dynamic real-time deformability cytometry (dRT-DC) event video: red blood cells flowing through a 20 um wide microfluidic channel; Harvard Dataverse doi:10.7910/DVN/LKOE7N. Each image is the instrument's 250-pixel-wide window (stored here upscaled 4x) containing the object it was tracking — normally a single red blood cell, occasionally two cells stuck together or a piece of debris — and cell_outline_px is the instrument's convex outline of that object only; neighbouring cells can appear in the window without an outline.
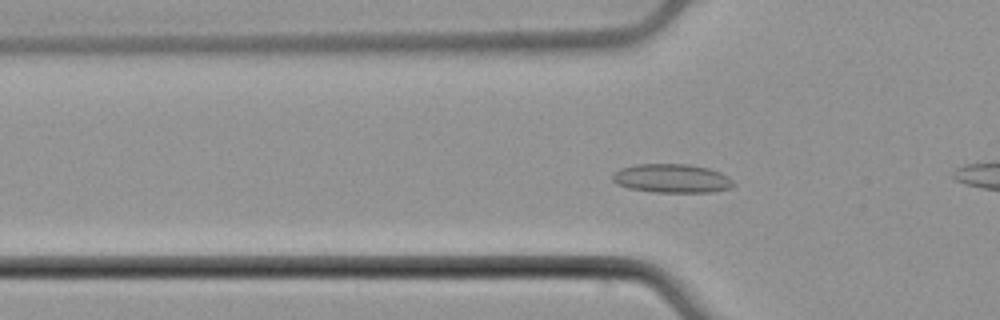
{"species": "common noctule bat (a hibernating species)", "species_latin": "Nyctalus noctula", "temperature_condition": "cold", "stored_images_in_passage": 39, "camera_frame_rate_fps": 3000, "um_per_image_px": 0.085, "animal": {"sex": "male", "body_mass_g": 21.5, "forearm_length_mm": 52.0}, "frame": {"image": 1, "passage_image": 2, "time_ms": 0.333, "image_size_px": [1000, 320], "cell_outline_px": [[736, 184], [732, 188], [712, 192], [652, 192], [628, 188], [616, 184], [612, 180], [612, 176], [620, 168], [636, 164], [688, 164], [708, 168], [720, 172], [728, 176]], "centroid_in_image_um": [57.12, 15.17], "position_along_channel_um": 68.7, "area_um2": 20.46}}
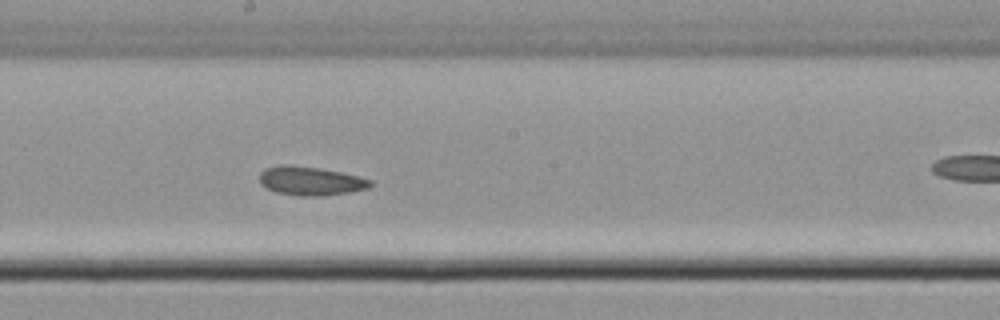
{"frame": {"image": 2, "passage_image": 14, "time_ms": 4.333, "image_size_px": [1000, 320], "cell_outline_px": [[372, 184], [368, 188], [352, 192], [324, 196], [300, 196], [276, 192], [264, 188], [260, 184], [260, 172], [264, 168], [280, 164], [288, 164], [320, 168], [340, 172], [372, 180]], "centroid_in_image_um": [26.35, 15.38], "position_along_channel_um": 221.8, "area_um2": 18.84}}
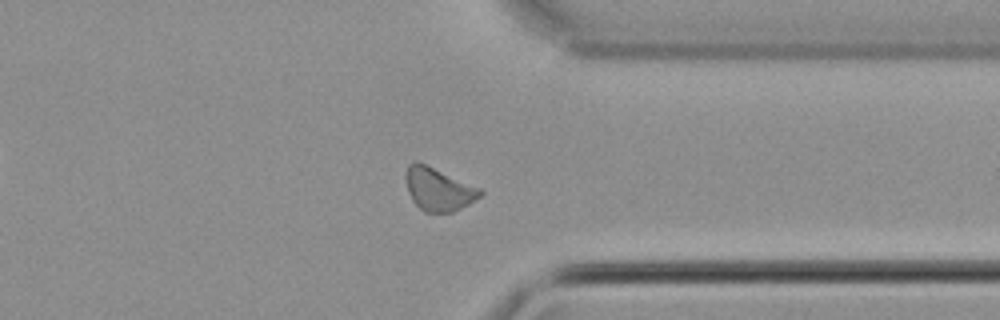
{"frame": {"image": 3, "passage_image": 26, "time_ms": 8.333, "image_size_px": [1000, 320], "cell_outline_px": [[484, 192], [480, 196], [468, 204], [452, 212], [424, 212], [412, 200], [408, 192], [404, 176], [408, 164], [416, 160], [480, 188]], "centroid_in_image_um": [37.23, 16.07], "position_along_channel_um": 374.2, "area_um2": 18.5}, "authors_computed_cell_mechanics": {"area_um2": 18.7272, "velocity_mm_per_s": 3.8728, "shape_relaxation_time_tau1_ms": 5.7071, "shape_relaxation_time_tau2_ms": 2.149, "deformation_change_tau1": 0.0923, "deformation_change_tau2": 0.0755}}